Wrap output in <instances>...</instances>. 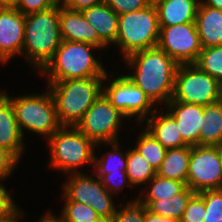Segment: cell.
Wrapping results in <instances>:
<instances>
[{"mask_svg": "<svg viewBox=\"0 0 222 222\" xmlns=\"http://www.w3.org/2000/svg\"><path fill=\"white\" fill-rule=\"evenodd\" d=\"M124 60L133 69L127 76L155 106L158 103L166 105L172 99L179 64L167 53L155 47L135 52Z\"/></svg>", "mask_w": 222, "mask_h": 222, "instance_id": "6da1fadb", "label": "cell"}, {"mask_svg": "<svg viewBox=\"0 0 222 222\" xmlns=\"http://www.w3.org/2000/svg\"><path fill=\"white\" fill-rule=\"evenodd\" d=\"M105 77L49 81V89L56 106L57 118L62 126H76L86 111L103 93Z\"/></svg>", "mask_w": 222, "mask_h": 222, "instance_id": "7a4b0ae2", "label": "cell"}, {"mask_svg": "<svg viewBox=\"0 0 222 222\" xmlns=\"http://www.w3.org/2000/svg\"><path fill=\"white\" fill-rule=\"evenodd\" d=\"M60 3L48 10L25 15L22 54L40 71L53 57L62 42Z\"/></svg>", "mask_w": 222, "mask_h": 222, "instance_id": "3957f363", "label": "cell"}, {"mask_svg": "<svg viewBox=\"0 0 222 222\" xmlns=\"http://www.w3.org/2000/svg\"><path fill=\"white\" fill-rule=\"evenodd\" d=\"M95 49L100 48L88 43L62 40L53 57L39 73L47 75L49 81L105 77V68L91 52Z\"/></svg>", "mask_w": 222, "mask_h": 222, "instance_id": "277c9868", "label": "cell"}, {"mask_svg": "<svg viewBox=\"0 0 222 222\" xmlns=\"http://www.w3.org/2000/svg\"><path fill=\"white\" fill-rule=\"evenodd\" d=\"M50 150V167L71 174L86 164L94 165L96 144L76 126H61L47 139ZM77 169V171H76Z\"/></svg>", "mask_w": 222, "mask_h": 222, "instance_id": "5b68a950", "label": "cell"}, {"mask_svg": "<svg viewBox=\"0 0 222 222\" xmlns=\"http://www.w3.org/2000/svg\"><path fill=\"white\" fill-rule=\"evenodd\" d=\"M159 32L157 9L151 3L141 10L119 16L115 45L125 59L135 52L157 47Z\"/></svg>", "mask_w": 222, "mask_h": 222, "instance_id": "8992f818", "label": "cell"}, {"mask_svg": "<svg viewBox=\"0 0 222 222\" xmlns=\"http://www.w3.org/2000/svg\"><path fill=\"white\" fill-rule=\"evenodd\" d=\"M12 103L19 129L24 137V129L50 138L62 125L57 118L54 99L50 91L42 94H25L19 97L8 96Z\"/></svg>", "mask_w": 222, "mask_h": 222, "instance_id": "52a82bcc", "label": "cell"}, {"mask_svg": "<svg viewBox=\"0 0 222 222\" xmlns=\"http://www.w3.org/2000/svg\"><path fill=\"white\" fill-rule=\"evenodd\" d=\"M222 84L195 64L178 65L171 100L211 105L221 101Z\"/></svg>", "mask_w": 222, "mask_h": 222, "instance_id": "ba28073f", "label": "cell"}, {"mask_svg": "<svg viewBox=\"0 0 222 222\" xmlns=\"http://www.w3.org/2000/svg\"><path fill=\"white\" fill-rule=\"evenodd\" d=\"M127 118L102 93L86 111L76 127L96 146L118 140L122 119Z\"/></svg>", "mask_w": 222, "mask_h": 222, "instance_id": "9c48e42d", "label": "cell"}, {"mask_svg": "<svg viewBox=\"0 0 222 222\" xmlns=\"http://www.w3.org/2000/svg\"><path fill=\"white\" fill-rule=\"evenodd\" d=\"M108 80L110 83L103 86V93L126 117L136 116L140 124L156 110L152 108L155 104L127 75L108 78Z\"/></svg>", "mask_w": 222, "mask_h": 222, "instance_id": "30bf717a", "label": "cell"}, {"mask_svg": "<svg viewBox=\"0 0 222 222\" xmlns=\"http://www.w3.org/2000/svg\"><path fill=\"white\" fill-rule=\"evenodd\" d=\"M187 186L195 193L222 189V165L218 146H191Z\"/></svg>", "mask_w": 222, "mask_h": 222, "instance_id": "8fae6325", "label": "cell"}, {"mask_svg": "<svg viewBox=\"0 0 222 222\" xmlns=\"http://www.w3.org/2000/svg\"><path fill=\"white\" fill-rule=\"evenodd\" d=\"M64 182L63 193L71 200L91 206L99 216L111 218L116 212L112 194L105 188L102 181L82 173L69 174Z\"/></svg>", "mask_w": 222, "mask_h": 222, "instance_id": "7c38bea8", "label": "cell"}, {"mask_svg": "<svg viewBox=\"0 0 222 222\" xmlns=\"http://www.w3.org/2000/svg\"><path fill=\"white\" fill-rule=\"evenodd\" d=\"M157 47L176 63L194 64L202 50L195 22L159 27Z\"/></svg>", "mask_w": 222, "mask_h": 222, "instance_id": "4fadbf2b", "label": "cell"}, {"mask_svg": "<svg viewBox=\"0 0 222 222\" xmlns=\"http://www.w3.org/2000/svg\"><path fill=\"white\" fill-rule=\"evenodd\" d=\"M25 30V15L15 7L0 8V62L6 63L17 54H22ZM15 54V55H14Z\"/></svg>", "mask_w": 222, "mask_h": 222, "instance_id": "5bb4252c", "label": "cell"}, {"mask_svg": "<svg viewBox=\"0 0 222 222\" xmlns=\"http://www.w3.org/2000/svg\"><path fill=\"white\" fill-rule=\"evenodd\" d=\"M166 111L175 121L183 141L188 146L199 145L202 129L204 106L170 100Z\"/></svg>", "mask_w": 222, "mask_h": 222, "instance_id": "9a60e30c", "label": "cell"}, {"mask_svg": "<svg viewBox=\"0 0 222 222\" xmlns=\"http://www.w3.org/2000/svg\"><path fill=\"white\" fill-rule=\"evenodd\" d=\"M60 34L62 40L83 42L98 48H106L96 29L84 18L81 11L70 10L60 2Z\"/></svg>", "mask_w": 222, "mask_h": 222, "instance_id": "2e32d148", "label": "cell"}, {"mask_svg": "<svg viewBox=\"0 0 222 222\" xmlns=\"http://www.w3.org/2000/svg\"><path fill=\"white\" fill-rule=\"evenodd\" d=\"M23 138L12 103L0 91V147L9 151L19 161L25 147Z\"/></svg>", "mask_w": 222, "mask_h": 222, "instance_id": "e0dca14e", "label": "cell"}, {"mask_svg": "<svg viewBox=\"0 0 222 222\" xmlns=\"http://www.w3.org/2000/svg\"><path fill=\"white\" fill-rule=\"evenodd\" d=\"M159 27L195 22L199 0H158L154 3Z\"/></svg>", "mask_w": 222, "mask_h": 222, "instance_id": "ac0fdd59", "label": "cell"}, {"mask_svg": "<svg viewBox=\"0 0 222 222\" xmlns=\"http://www.w3.org/2000/svg\"><path fill=\"white\" fill-rule=\"evenodd\" d=\"M81 12L85 20L96 29L99 38L107 46L116 43L119 16L105 2Z\"/></svg>", "mask_w": 222, "mask_h": 222, "instance_id": "d6986e66", "label": "cell"}, {"mask_svg": "<svg viewBox=\"0 0 222 222\" xmlns=\"http://www.w3.org/2000/svg\"><path fill=\"white\" fill-rule=\"evenodd\" d=\"M202 48L222 45V11L199 3L195 19Z\"/></svg>", "mask_w": 222, "mask_h": 222, "instance_id": "ffe728a7", "label": "cell"}, {"mask_svg": "<svg viewBox=\"0 0 222 222\" xmlns=\"http://www.w3.org/2000/svg\"><path fill=\"white\" fill-rule=\"evenodd\" d=\"M155 110L150 118L145 119V128L150 132L166 149H173L188 146L178 130L176 121L164 110L156 114ZM165 112V113H164Z\"/></svg>", "mask_w": 222, "mask_h": 222, "instance_id": "44dd1931", "label": "cell"}, {"mask_svg": "<svg viewBox=\"0 0 222 222\" xmlns=\"http://www.w3.org/2000/svg\"><path fill=\"white\" fill-rule=\"evenodd\" d=\"M191 146L168 149L156 175L187 184Z\"/></svg>", "mask_w": 222, "mask_h": 222, "instance_id": "7402d4cb", "label": "cell"}, {"mask_svg": "<svg viewBox=\"0 0 222 222\" xmlns=\"http://www.w3.org/2000/svg\"><path fill=\"white\" fill-rule=\"evenodd\" d=\"M222 144V102L204 106L199 146H219Z\"/></svg>", "mask_w": 222, "mask_h": 222, "instance_id": "603a6c76", "label": "cell"}, {"mask_svg": "<svg viewBox=\"0 0 222 222\" xmlns=\"http://www.w3.org/2000/svg\"><path fill=\"white\" fill-rule=\"evenodd\" d=\"M195 194L188 186L180 193L165 200H139L154 214L181 219L189 199Z\"/></svg>", "mask_w": 222, "mask_h": 222, "instance_id": "cb8c5ba5", "label": "cell"}, {"mask_svg": "<svg viewBox=\"0 0 222 222\" xmlns=\"http://www.w3.org/2000/svg\"><path fill=\"white\" fill-rule=\"evenodd\" d=\"M147 184L150 185L146 187L147 189L149 188V190L146 189L142 191L138 200L169 199L173 195L182 192L187 187L185 182L163 178L158 175H155Z\"/></svg>", "mask_w": 222, "mask_h": 222, "instance_id": "d4e9b609", "label": "cell"}, {"mask_svg": "<svg viewBox=\"0 0 222 222\" xmlns=\"http://www.w3.org/2000/svg\"><path fill=\"white\" fill-rule=\"evenodd\" d=\"M126 173L132 188L147 184L156 175V171L135 148L127 150Z\"/></svg>", "mask_w": 222, "mask_h": 222, "instance_id": "484cf974", "label": "cell"}, {"mask_svg": "<svg viewBox=\"0 0 222 222\" xmlns=\"http://www.w3.org/2000/svg\"><path fill=\"white\" fill-rule=\"evenodd\" d=\"M119 140L109 142L111 151L104 154L103 157L97 158L94 155V167L98 168L96 176L101 179L105 174L126 172L127 169V150L121 151L119 148Z\"/></svg>", "mask_w": 222, "mask_h": 222, "instance_id": "4316f807", "label": "cell"}, {"mask_svg": "<svg viewBox=\"0 0 222 222\" xmlns=\"http://www.w3.org/2000/svg\"><path fill=\"white\" fill-rule=\"evenodd\" d=\"M134 147L155 171L159 169L168 150L146 129L141 132Z\"/></svg>", "mask_w": 222, "mask_h": 222, "instance_id": "83f0119b", "label": "cell"}, {"mask_svg": "<svg viewBox=\"0 0 222 222\" xmlns=\"http://www.w3.org/2000/svg\"><path fill=\"white\" fill-rule=\"evenodd\" d=\"M194 64L222 84V45L202 48Z\"/></svg>", "mask_w": 222, "mask_h": 222, "instance_id": "f1b7e54d", "label": "cell"}, {"mask_svg": "<svg viewBox=\"0 0 222 222\" xmlns=\"http://www.w3.org/2000/svg\"><path fill=\"white\" fill-rule=\"evenodd\" d=\"M62 197L65 204L60 217L56 216L61 222H92L99 216L91 206L71 201L64 193Z\"/></svg>", "mask_w": 222, "mask_h": 222, "instance_id": "f546056e", "label": "cell"}, {"mask_svg": "<svg viewBox=\"0 0 222 222\" xmlns=\"http://www.w3.org/2000/svg\"><path fill=\"white\" fill-rule=\"evenodd\" d=\"M198 194L205 204L203 222H222V189L205 190Z\"/></svg>", "mask_w": 222, "mask_h": 222, "instance_id": "4dcf8cb0", "label": "cell"}, {"mask_svg": "<svg viewBox=\"0 0 222 222\" xmlns=\"http://www.w3.org/2000/svg\"><path fill=\"white\" fill-rule=\"evenodd\" d=\"M119 210L112 215V222H144L145 205L142 204L138 197L130 201L127 205L119 204Z\"/></svg>", "mask_w": 222, "mask_h": 222, "instance_id": "1f68e13d", "label": "cell"}, {"mask_svg": "<svg viewBox=\"0 0 222 222\" xmlns=\"http://www.w3.org/2000/svg\"><path fill=\"white\" fill-rule=\"evenodd\" d=\"M205 214L206 210L204 200L198 193H195L189 199L180 222H203Z\"/></svg>", "mask_w": 222, "mask_h": 222, "instance_id": "d6a6232c", "label": "cell"}, {"mask_svg": "<svg viewBox=\"0 0 222 222\" xmlns=\"http://www.w3.org/2000/svg\"><path fill=\"white\" fill-rule=\"evenodd\" d=\"M60 3V0H16L14 7L23 15L48 10Z\"/></svg>", "mask_w": 222, "mask_h": 222, "instance_id": "836d02e7", "label": "cell"}, {"mask_svg": "<svg viewBox=\"0 0 222 222\" xmlns=\"http://www.w3.org/2000/svg\"><path fill=\"white\" fill-rule=\"evenodd\" d=\"M105 3L118 15L138 11L150 5L149 0H105Z\"/></svg>", "mask_w": 222, "mask_h": 222, "instance_id": "e575fe53", "label": "cell"}, {"mask_svg": "<svg viewBox=\"0 0 222 222\" xmlns=\"http://www.w3.org/2000/svg\"><path fill=\"white\" fill-rule=\"evenodd\" d=\"M105 188L113 195L123 190V185L130 186L128 175L126 172L105 174L101 179Z\"/></svg>", "mask_w": 222, "mask_h": 222, "instance_id": "d590c367", "label": "cell"}, {"mask_svg": "<svg viewBox=\"0 0 222 222\" xmlns=\"http://www.w3.org/2000/svg\"><path fill=\"white\" fill-rule=\"evenodd\" d=\"M18 162L9 151L0 147V182L8 179Z\"/></svg>", "mask_w": 222, "mask_h": 222, "instance_id": "8d00e7d4", "label": "cell"}, {"mask_svg": "<svg viewBox=\"0 0 222 222\" xmlns=\"http://www.w3.org/2000/svg\"><path fill=\"white\" fill-rule=\"evenodd\" d=\"M61 4L70 10L82 11L92 6L101 4L105 0H60Z\"/></svg>", "mask_w": 222, "mask_h": 222, "instance_id": "74e56055", "label": "cell"}, {"mask_svg": "<svg viewBox=\"0 0 222 222\" xmlns=\"http://www.w3.org/2000/svg\"><path fill=\"white\" fill-rule=\"evenodd\" d=\"M13 197L7 191L4 184L0 182V217L6 215L16 204L14 203Z\"/></svg>", "mask_w": 222, "mask_h": 222, "instance_id": "f35d334b", "label": "cell"}, {"mask_svg": "<svg viewBox=\"0 0 222 222\" xmlns=\"http://www.w3.org/2000/svg\"><path fill=\"white\" fill-rule=\"evenodd\" d=\"M144 222H180V219L154 214L145 206Z\"/></svg>", "mask_w": 222, "mask_h": 222, "instance_id": "ab89813d", "label": "cell"}, {"mask_svg": "<svg viewBox=\"0 0 222 222\" xmlns=\"http://www.w3.org/2000/svg\"><path fill=\"white\" fill-rule=\"evenodd\" d=\"M16 205L13 209H11L6 215L0 217V222H18L20 221L19 218H24V214L22 209L17 208Z\"/></svg>", "mask_w": 222, "mask_h": 222, "instance_id": "60d3db41", "label": "cell"}, {"mask_svg": "<svg viewBox=\"0 0 222 222\" xmlns=\"http://www.w3.org/2000/svg\"><path fill=\"white\" fill-rule=\"evenodd\" d=\"M199 3L222 11V0H199Z\"/></svg>", "mask_w": 222, "mask_h": 222, "instance_id": "b9f144b4", "label": "cell"}, {"mask_svg": "<svg viewBox=\"0 0 222 222\" xmlns=\"http://www.w3.org/2000/svg\"><path fill=\"white\" fill-rule=\"evenodd\" d=\"M39 222H54L53 212H50L49 210V212H47L45 216L41 217Z\"/></svg>", "mask_w": 222, "mask_h": 222, "instance_id": "7bdbcfd3", "label": "cell"}, {"mask_svg": "<svg viewBox=\"0 0 222 222\" xmlns=\"http://www.w3.org/2000/svg\"><path fill=\"white\" fill-rule=\"evenodd\" d=\"M16 0H0V8L2 7H14Z\"/></svg>", "mask_w": 222, "mask_h": 222, "instance_id": "ee69618b", "label": "cell"}, {"mask_svg": "<svg viewBox=\"0 0 222 222\" xmlns=\"http://www.w3.org/2000/svg\"><path fill=\"white\" fill-rule=\"evenodd\" d=\"M92 222H112V219L104 216H98Z\"/></svg>", "mask_w": 222, "mask_h": 222, "instance_id": "f6af8a7d", "label": "cell"}, {"mask_svg": "<svg viewBox=\"0 0 222 222\" xmlns=\"http://www.w3.org/2000/svg\"><path fill=\"white\" fill-rule=\"evenodd\" d=\"M218 148H219L220 161H221V165H222V144L219 145Z\"/></svg>", "mask_w": 222, "mask_h": 222, "instance_id": "bcb514c9", "label": "cell"}, {"mask_svg": "<svg viewBox=\"0 0 222 222\" xmlns=\"http://www.w3.org/2000/svg\"><path fill=\"white\" fill-rule=\"evenodd\" d=\"M54 222H61L58 218H56L55 214H54Z\"/></svg>", "mask_w": 222, "mask_h": 222, "instance_id": "7dc6e473", "label": "cell"}, {"mask_svg": "<svg viewBox=\"0 0 222 222\" xmlns=\"http://www.w3.org/2000/svg\"><path fill=\"white\" fill-rule=\"evenodd\" d=\"M151 3H155L156 1H158V0H149Z\"/></svg>", "mask_w": 222, "mask_h": 222, "instance_id": "c3c4849f", "label": "cell"}]
</instances>
